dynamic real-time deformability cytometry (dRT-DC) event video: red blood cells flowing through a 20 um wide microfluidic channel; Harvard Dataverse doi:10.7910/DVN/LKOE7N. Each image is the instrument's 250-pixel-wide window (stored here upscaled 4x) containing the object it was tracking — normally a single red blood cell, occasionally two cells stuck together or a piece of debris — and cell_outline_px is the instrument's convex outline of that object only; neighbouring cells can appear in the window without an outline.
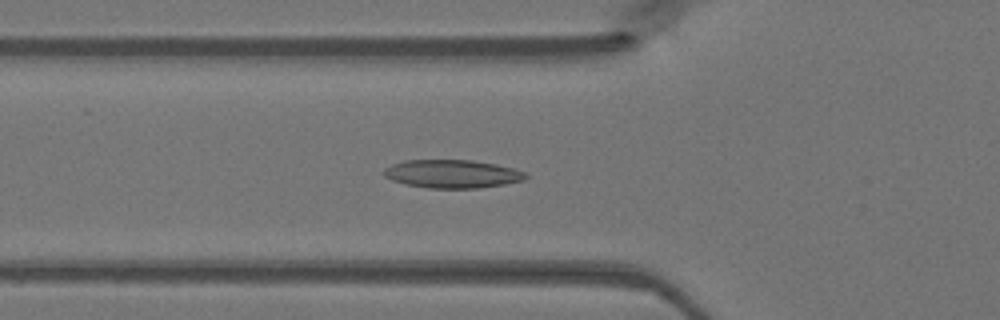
{"species": "Egyptian fruit bat (a non-hibernating species)", "species_latin": "Rousettus aegyptiacus", "temperature_condition": "warm", "stored_images_in_passage": 23, "camera_frame_rate_fps": 3000, "um_per_image_px": 0.085, "animal": {"sex": "female"}, "frame": {"image": 1, "passage_image": 17, "time_ms": 5.333, "image_size_px": [1000, 320], "cell_outline_px": [[528, 176], [524, 180], [504, 184], [480, 188], [428, 188], [404, 184], [392, 180], [384, 176], [380, 172], [384, 168], [392, 164], [404, 160], [472, 160], [496, 164], [512, 168], [524, 172]], "centroid_in_image_um": [38.39, 14.78], "position_along_channel_um": 87.4, "area_um2": 23.47}}
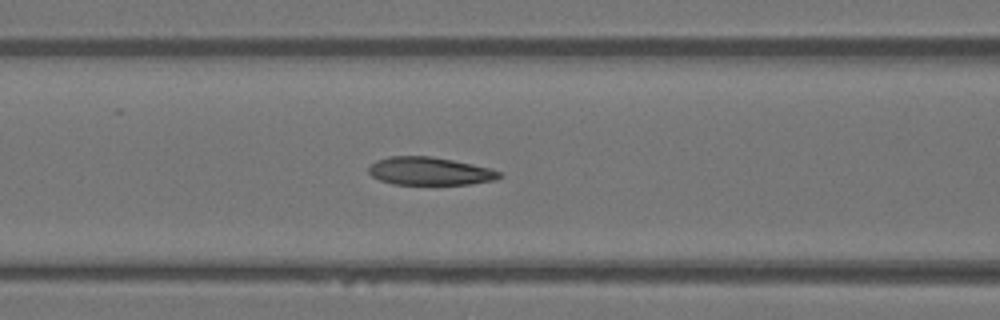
{"frame": {"image": 2, "passage_image": 20, "time_ms": 6.333, "image_size_px": [1000, 320], "cell_outline_px": [[500, 176], [496, 180], [472, 184], [392, 184], [380, 180], [372, 176], [368, 172], [368, 168], [376, 160], [388, 156], [432, 156], [472, 164], [488, 168], [500, 172]], "centroid_in_image_um": [36.49, 14.54], "position_along_channel_um": 130.1, "area_um2": 21.21}}
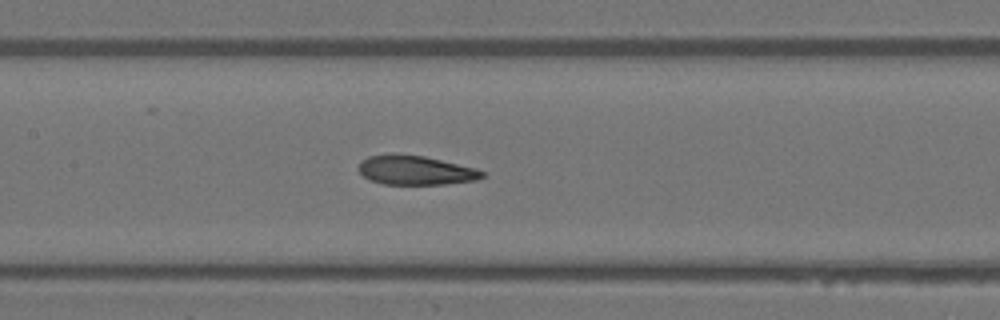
{"frame": {"image": 3, "passage_image": 23, "time_ms": 7.333, "image_size_px": [1000, 320], "cell_outline_px": [[484, 176], [476, 180], [444, 184], [384, 184], [368, 180], [356, 168], [360, 160], [368, 156], [392, 152], [396, 152], [424, 156], [476, 168], [484, 172]], "centroid_in_image_um": [35.24, 14.44], "position_along_channel_um": 172.2, "area_um2": 21.44}}